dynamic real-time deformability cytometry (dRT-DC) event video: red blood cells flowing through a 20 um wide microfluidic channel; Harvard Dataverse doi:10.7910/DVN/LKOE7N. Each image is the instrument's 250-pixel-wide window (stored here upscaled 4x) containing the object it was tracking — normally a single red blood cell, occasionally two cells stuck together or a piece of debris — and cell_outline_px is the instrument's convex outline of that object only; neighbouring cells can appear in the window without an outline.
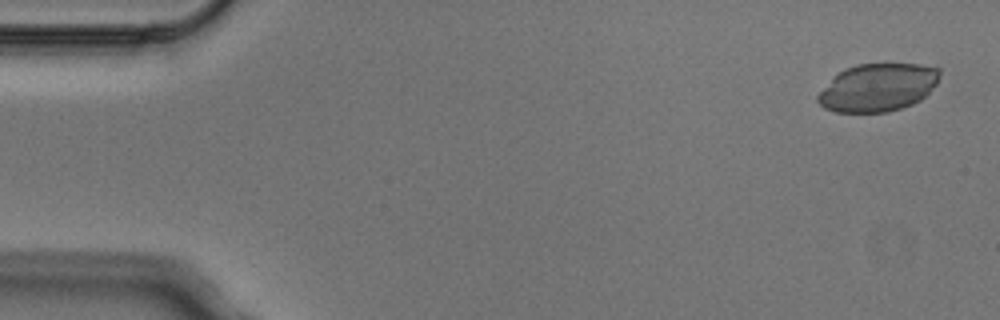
{"species": "Egyptian fruit bat (a non-hibernating species)", "species_latin": "Rousettus aegyptiacus", "temperature_condition": "cold", "stored_images_in_passage": 4, "camera_frame_rate_fps": 3000, "um_per_image_px": 0.085, "animal": {"sex": "male"}, "frame": {"image": 1, "passage_image": 1, "time_ms": 0.0, "image_size_px": [1000, 320], "cell_outline_px": [[940, 76], [936, 84], [920, 100], [912, 104], [888, 112], [836, 112], [824, 108], [816, 100], [816, 96], [844, 68], [856, 64], [936, 64], [940, 68]], "centroid_in_image_um": [74.66, 7.42], "position_along_channel_um": 10.3, "area_um2": 33.99}}